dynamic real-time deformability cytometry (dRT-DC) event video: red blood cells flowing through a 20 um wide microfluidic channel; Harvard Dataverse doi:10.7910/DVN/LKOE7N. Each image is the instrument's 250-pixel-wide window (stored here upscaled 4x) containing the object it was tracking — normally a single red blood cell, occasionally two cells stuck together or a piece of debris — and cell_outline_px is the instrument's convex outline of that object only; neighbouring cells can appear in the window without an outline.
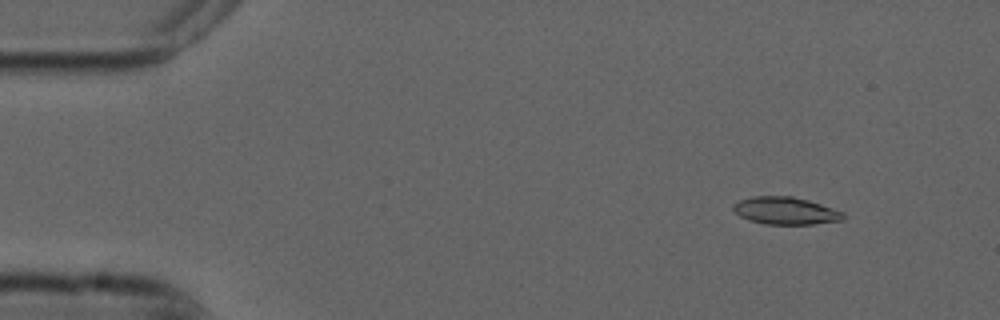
{"species": "common noctule bat (a hibernating species)", "species_latin": "Nyctalus noctula", "temperature_condition": "cold", "stored_images_in_passage": 53, "camera_frame_rate_fps": 3000, "um_per_image_px": 0.085, "animal": {"sex": "male", "forearm_length_mm": 52.5}, "frame": {"image": 1, "passage_image": 5, "time_ms": 1.333, "image_size_px": [1000, 320], "cell_outline_px": [[844, 216], [840, 220], [812, 224], [764, 224], [748, 220], [740, 216], [732, 208], [732, 204], [740, 200], [752, 196], [792, 196], [808, 200], [844, 212]], "centroid_in_image_um": [66.72, 17.91], "position_along_channel_um": 18.3, "area_um2": 17.46}}
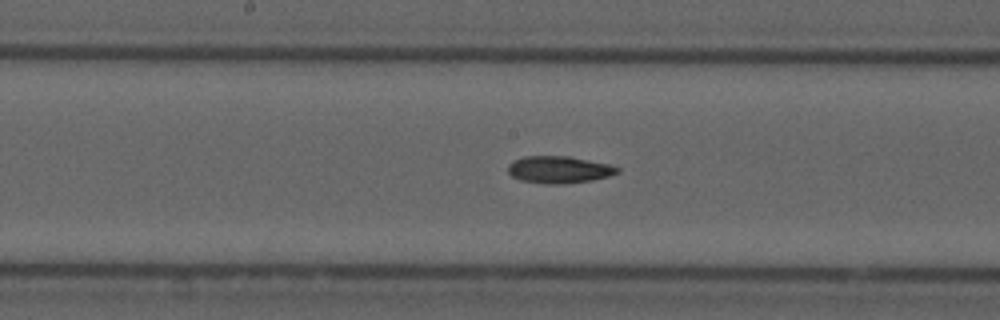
{"frame": {"image": 2, "passage_image": 27, "time_ms": 8.667, "image_size_px": [1000, 320], "cell_outline_px": [[620, 172], [608, 176], [592, 180], [560, 184], [544, 184], [520, 180], [512, 176], [508, 172], [508, 164], [512, 160], [524, 156], [568, 156], [608, 164], [620, 168]], "centroid_in_image_um": [47.48, 14.42], "position_along_channel_um": 200.7, "area_um2": 17.28}}
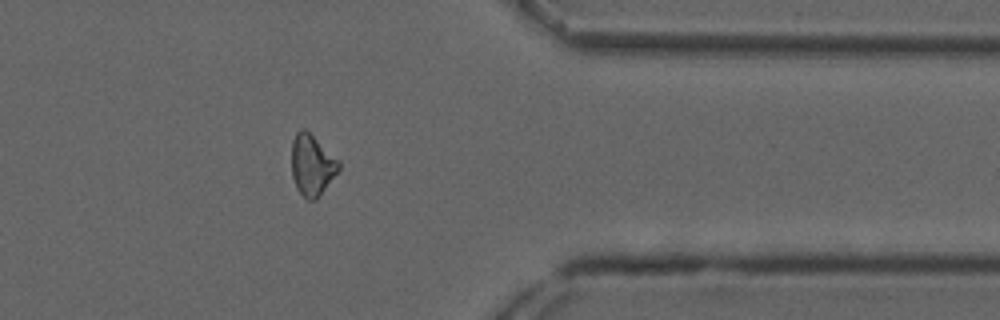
{"frame": {"image": 3, "passage_image": 43, "time_ms": 14.0, "image_size_px": [1000, 320], "cell_outline_px": [[340, 168], [316, 200], [308, 200], [296, 188], [292, 176], [292, 140], [296, 132], [300, 128], [304, 128], [340, 160]], "centroid_in_image_um": [26.51, 14.01], "position_along_channel_um": 384.9, "area_um2": 16.7}}